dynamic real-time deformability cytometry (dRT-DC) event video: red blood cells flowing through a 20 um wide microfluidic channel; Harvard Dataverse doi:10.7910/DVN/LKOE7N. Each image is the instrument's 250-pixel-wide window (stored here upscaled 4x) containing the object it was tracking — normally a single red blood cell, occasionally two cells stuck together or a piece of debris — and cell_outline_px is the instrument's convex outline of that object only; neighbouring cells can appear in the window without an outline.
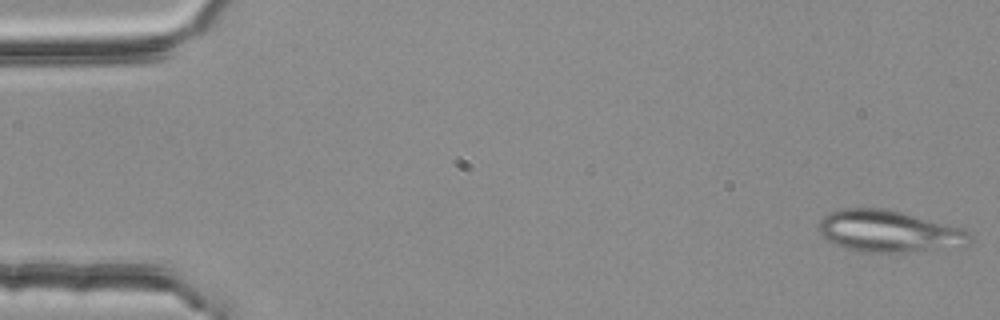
{"species": "common noctule bat (a hibernating species)", "species_latin": "Nyctalus noctula", "temperature_condition": "room temperature", "stored_images_in_passage": 53, "segment_of_instrument_passage": [1, 2], "camera_frame_rate_fps": 3000, "um_per_image_px": 0.085, "animal": {"sex": "female", "body_mass_g": 25.1}, "frame": {"image": 1, "passage_image": 1, "time_ms": 0.0, "image_size_px": [1000, 320], "cell_outline_px": [[972, 240], [968, 244], [904, 252], [868, 252], [836, 244], [828, 240], [820, 232], [820, 220], [828, 212], [840, 208], [888, 208], [964, 228], [972, 232]], "centroid_in_image_um": [75.58, 19.62], "position_along_channel_um": 9.4, "area_um2": 36.36}}